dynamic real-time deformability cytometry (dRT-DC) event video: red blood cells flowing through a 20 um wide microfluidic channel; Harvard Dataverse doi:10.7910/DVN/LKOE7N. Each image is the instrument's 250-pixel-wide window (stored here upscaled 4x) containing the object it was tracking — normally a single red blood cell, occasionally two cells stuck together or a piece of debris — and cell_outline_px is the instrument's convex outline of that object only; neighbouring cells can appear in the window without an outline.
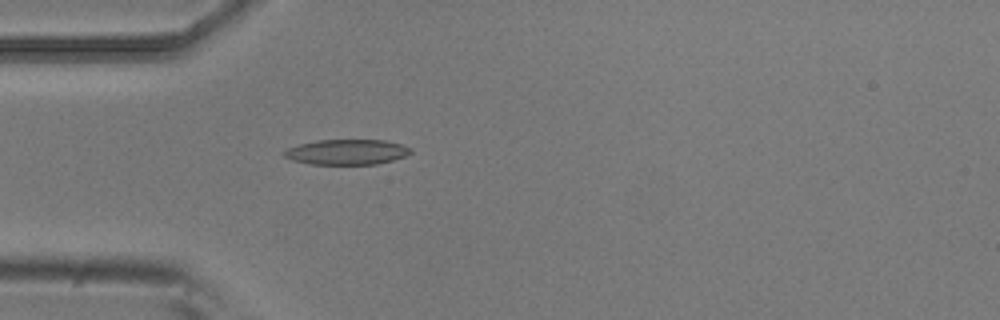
{"species": "common noctule bat (a hibernating species)", "species_latin": "Nyctalus noctula", "temperature_condition": "room temperature", "stored_images_in_passage": 4, "camera_frame_rate_fps": 3000, "um_per_image_px": 0.085, "animal": {"sex": "male", "body_mass_g": 20.5, "forearm_length_mm": 52.5}, "frame": {"image": 1, "passage_image": 4, "time_ms": 1.0, "image_size_px": [1000, 320], "cell_outline_px": [[412, 152], [404, 156], [392, 160], [376, 164], [308, 164], [292, 160], [284, 156], [280, 152], [288, 148], [300, 144], [316, 140], [384, 140], [400, 144], [412, 148]], "centroid_in_image_um": [29.44, 12.92], "position_along_channel_um": 55.6, "area_um2": 18.61}}